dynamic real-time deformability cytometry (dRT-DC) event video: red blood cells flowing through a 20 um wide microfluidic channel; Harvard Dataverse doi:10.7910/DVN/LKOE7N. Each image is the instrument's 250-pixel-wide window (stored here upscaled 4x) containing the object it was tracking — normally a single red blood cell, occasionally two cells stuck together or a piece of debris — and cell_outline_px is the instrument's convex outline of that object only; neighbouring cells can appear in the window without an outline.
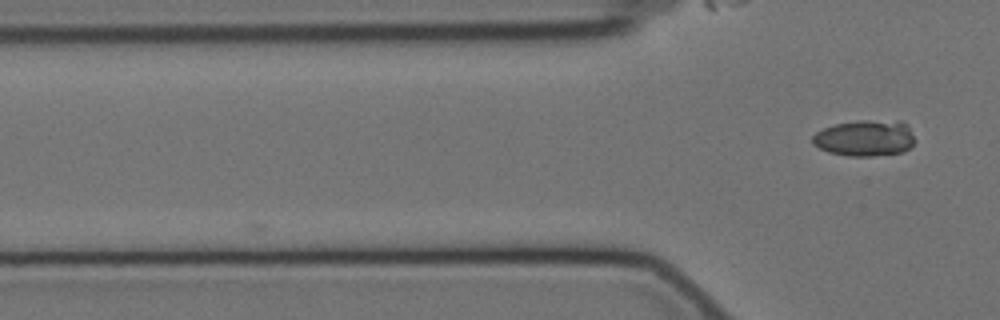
{"species": "Egyptian fruit bat (a non-hibernating species)", "species_latin": "Rousettus aegyptiacus", "temperature_condition": "cold", "stored_images_in_passage": 5, "camera_frame_rate_fps": 3000, "um_per_image_px": 0.085, "animal": {"sex": "female"}, "frame": {"image": 1, "passage_image": 5, "time_ms": 1.333, "image_size_px": [1000, 320], "cell_outline_px": [[916, 140], [904, 152], [872, 156], [848, 156], [828, 152], [812, 144], [812, 136], [816, 132], [824, 128], [836, 124], [860, 120], [900, 120], [908, 124]], "centroid_in_image_um": [73.55, 11.73], "position_along_channel_um": 52.3, "area_um2": 21.85}}